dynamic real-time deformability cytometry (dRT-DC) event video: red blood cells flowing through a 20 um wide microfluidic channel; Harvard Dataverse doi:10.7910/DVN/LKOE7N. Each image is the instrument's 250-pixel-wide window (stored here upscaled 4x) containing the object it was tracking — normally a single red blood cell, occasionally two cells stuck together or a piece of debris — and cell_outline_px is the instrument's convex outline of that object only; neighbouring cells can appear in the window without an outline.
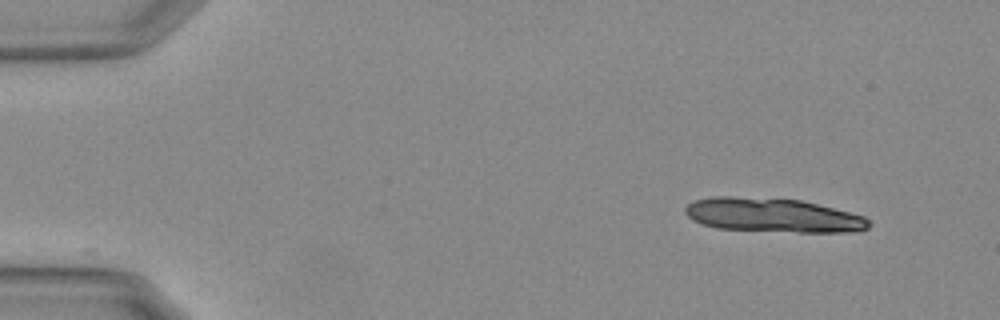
{"species": "Egyptian fruit bat (a non-hibernating species)", "species_latin": "Rousettus aegyptiacus", "temperature_condition": "warm", "stored_images_in_passage": 7, "camera_frame_rate_fps": 3000, "um_per_image_px": 0.085, "animal": {"sex": "female"}, "frame": {"image": 1, "passage_image": 1, "time_ms": 0.0, "image_size_px": [1000, 320], "cell_outline_px": [[872, 224], [868, 228], [852, 232], [796, 232], [716, 228], [692, 220], [684, 212], [684, 208], [692, 200], [712, 196], [732, 196], [800, 200], [864, 216]], "centroid_in_image_um": [65.65, 18.29], "position_along_channel_um": 19.3, "area_um2": 36.36}}